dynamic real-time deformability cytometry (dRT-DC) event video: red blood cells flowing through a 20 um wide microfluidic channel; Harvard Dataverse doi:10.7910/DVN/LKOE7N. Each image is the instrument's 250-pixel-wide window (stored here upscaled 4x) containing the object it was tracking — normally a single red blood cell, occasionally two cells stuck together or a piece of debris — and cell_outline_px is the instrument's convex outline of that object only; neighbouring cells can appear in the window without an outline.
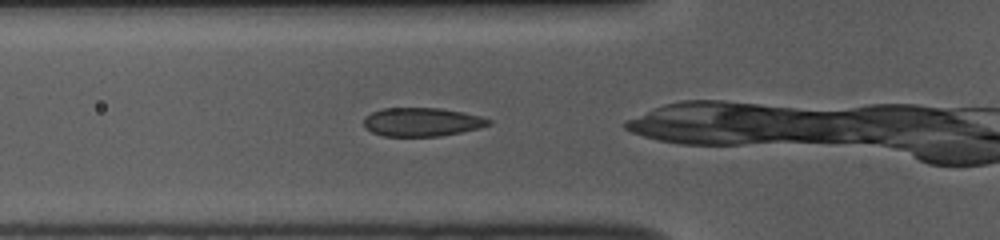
{"species": "common noctule bat (a hibernating species)", "species_latin": "Nyctalus noctula", "temperature_condition": "room temperature", "stored_images_in_passage": 31, "camera_frame_rate_fps": 3000, "um_per_image_px": 0.085, "animal": {"sex": "female", "body_mass_g": 10.0, "forearm_length_mm": 53.1}, "frame": {"image": 1, "passage_image": 2, "time_ms": 0.333, "image_size_px": [1000, 240], "cell_outline_px": [[492, 124], [480, 128], [440, 136], [384, 136], [372, 132], [364, 128], [364, 116], [372, 112], [384, 108], [440, 108], [464, 112], [480, 116], [492, 120]], "centroid_in_image_um": [35.86, 10.37], "position_along_channel_um": 89.9, "area_um2": 20.92}}
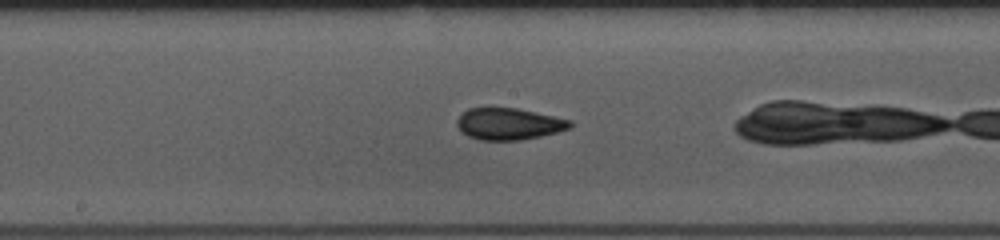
{"frame": {"image": 2, "passage_image": 11, "time_ms": 3.333, "image_size_px": [1000, 240], "cell_outline_px": [[572, 128], [540, 136], [520, 140], [480, 140], [468, 136], [460, 132], [456, 124], [456, 120], [468, 108], [516, 108], [536, 112], [572, 120]], "centroid_in_image_um": [43.24, 10.53], "position_along_channel_um": 205.0, "area_um2": 20.92}}
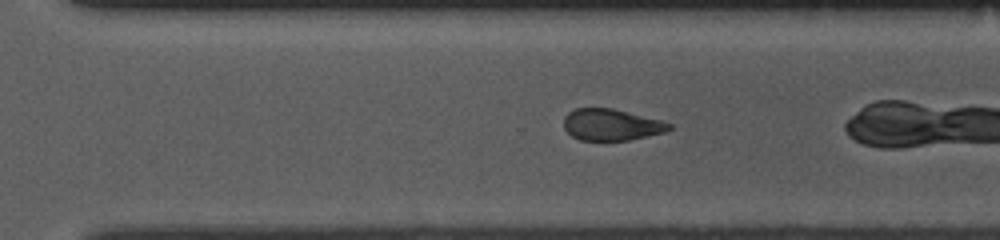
{"frame": {"image": 3, "passage_image": 20, "time_ms": 6.333, "image_size_px": [1000, 240], "cell_outline_px": [[672, 128], [668, 132], [628, 140], [580, 140], [572, 136], [564, 128], [564, 116], [568, 112], [576, 108], [612, 108], [660, 120], [672, 124]], "centroid_in_image_um": [51.97, 10.6], "position_along_channel_um": 318.6, "area_um2": 19.36}}